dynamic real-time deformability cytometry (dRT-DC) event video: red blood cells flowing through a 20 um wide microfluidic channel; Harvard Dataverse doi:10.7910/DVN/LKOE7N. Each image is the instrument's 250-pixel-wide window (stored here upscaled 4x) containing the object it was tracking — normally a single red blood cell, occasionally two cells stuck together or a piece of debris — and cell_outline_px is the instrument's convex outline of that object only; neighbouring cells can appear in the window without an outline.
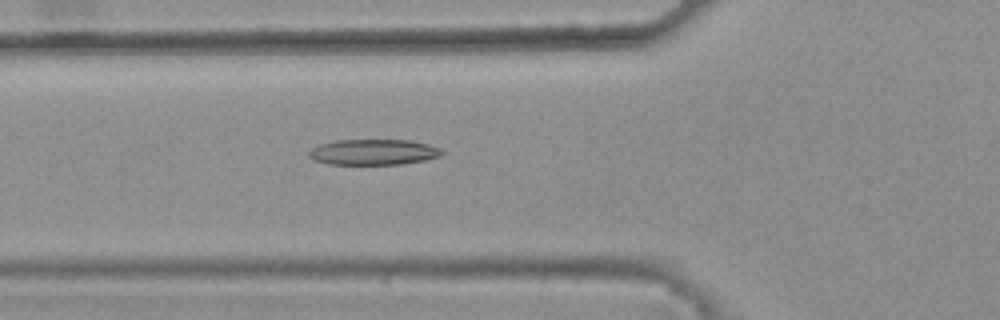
{"species": "common noctule bat (a hibernating species)", "species_latin": "Nyctalus noctula", "temperature_condition": "warm", "stored_images_in_passage": 33, "camera_frame_rate_fps": 3000, "um_per_image_px": 0.085, "animal": {"sex": "female", "body_mass_g": 25.1}, "frame": {"image": 1, "passage_image": 5, "time_ms": 1.333, "image_size_px": [1000, 320], "cell_outline_px": [[444, 152], [440, 156], [424, 160], [400, 164], [328, 164], [316, 160], [308, 156], [308, 152], [312, 148], [320, 144], [336, 140], [412, 140], [428, 144], [440, 148]], "centroid_in_image_um": [31.75, 12.92], "position_along_channel_um": 94.1, "area_um2": 19.83}}
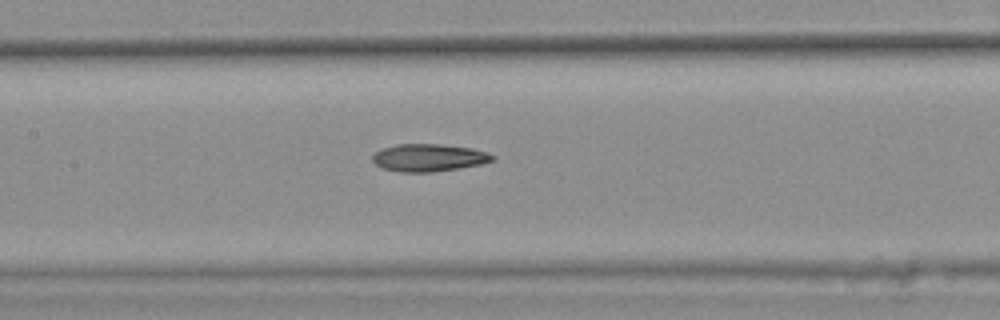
{"frame": {"image": 2, "passage_image": 11, "time_ms": 3.333, "image_size_px": [1000, 320], "cell_outline_px": [[496, 160], [480, 164], [456, 168], [428, 172], [400, 172], [384, 168], [376, 164], [372, 160], [372, 156], [380, 148], [396, 144], [440, 144], [472, 148], [496, 156]], "centroid_in_image_um": [36.42, 13.39], "position_along_channel_um": 171.0, "area_um2": 19.07}}
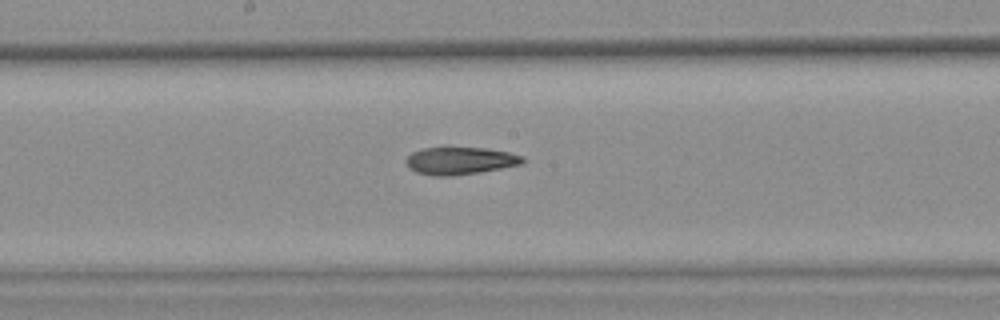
{"frame": {"image": 3, "passage_image": 14, "time_ms": 4.333, "image_size_px": [1000, 320], "cell_outline_px": [[524, 164], [480, 172], [452, 176], [432, 176], [416, 172], [408, 168], [404, 160], [412, 152], [424, 148], [484, 148], [508, 152], [524, 156]], "centroid_in_image_um": [39.1, 13.68], "position_along_channel_um": 209.1, "area_um2": 18.73}, "authors_computed_cell_mechanics": {"area_um2": 18.9006, "velocity_mm_per_s": 3.8278, "shape_relaxation_time_tau1_ms": null, "shape_relaxation_time_tau2_ms": 6.4744, "deformation_change_tau1": null, "deformation_change_tau2": 0.1743}}